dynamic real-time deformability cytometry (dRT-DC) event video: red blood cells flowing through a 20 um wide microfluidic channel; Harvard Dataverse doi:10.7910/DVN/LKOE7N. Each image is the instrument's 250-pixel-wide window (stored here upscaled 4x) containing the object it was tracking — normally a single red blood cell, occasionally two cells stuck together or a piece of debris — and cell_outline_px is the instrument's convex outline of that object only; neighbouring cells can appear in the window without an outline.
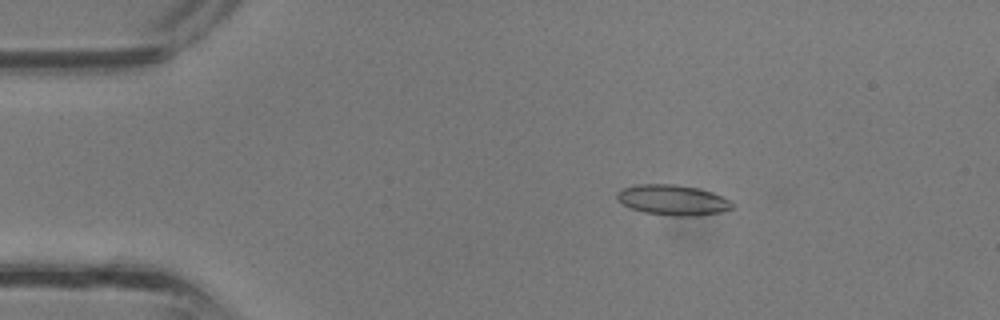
{"species": "common noctule bat (a hibernating species)", "species_latin": "Nyctalus noctula", "temperature_condition": "room temperature", "stored_images_in_passage": 37, "camera_frame_rate_fps": 3000, "um_per_image_px": 0.085, "animal": {"sex": "male", "body_mass_g": 13.3}, "frame": {"image": 1, "passage_image": 7, "time_ms": 2.0, "image_size_px": [1000, 320], "cell_outline_px": [[736, 208], [720, 212], [696, 216], [676, 216], [644, 212], [632, 208], [624, 204], [616, 196], [616, 192], [624, 188], [636, 184], [676, 184], [696, 188], [712, 192], [728, 200]], "centroid_in_image_um": [57.2, 17.0], "position_along_channel_um": 27.8, "area_um2": 20.17}}
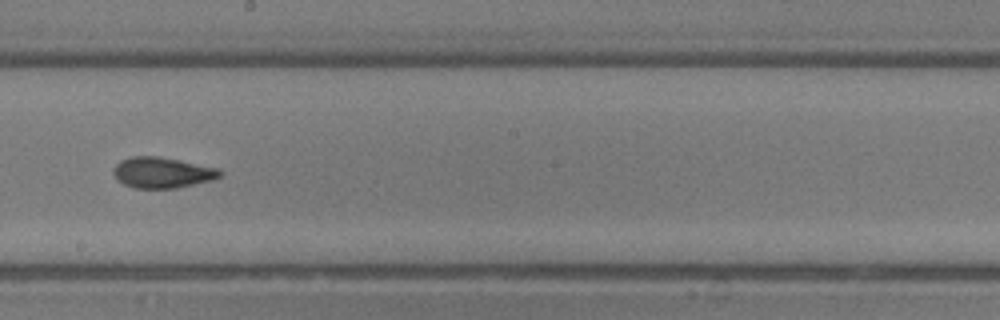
{"frame": {"image": 2, "passage_image": 21, "time_ms": 6.667, "image_size_px": [1000, 320], "cell_outline_px": [[224, 172], [220, 176], [212, 180], [176, 188], [136, 188], [124, 184], [116, 180], [112, 172], [116, 164], [120, 160], [132, 156], [156, 156], [220, 168]], "centroid_in_image_um": [13.78, 14.67], "position_along_channel_um": 234.4, "area_um2": 19.13}}
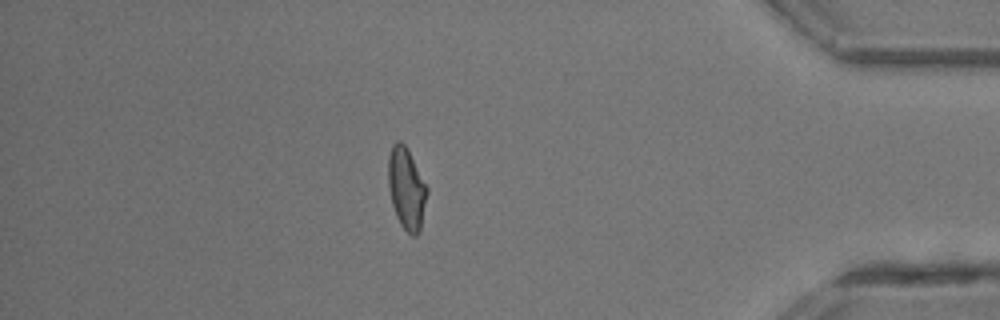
{"frame": {"image": 3, "passage_image": 32, "time_ms": 10.333, "image_size_px": [1000, 320], "cell_outline_px": [[428, 192], [420, 232], [416, 236], [412, 236], [400, 224], [396, 216], [392, 204], [388, 188], [388, 156], [392, 144], [396, 140], [400, 140], [408, 148], [428, 188]], "centroid_in_image_um": [34.55, 16.0], "position_along_channel_um": 400.7, "area_um2": 18.79}}